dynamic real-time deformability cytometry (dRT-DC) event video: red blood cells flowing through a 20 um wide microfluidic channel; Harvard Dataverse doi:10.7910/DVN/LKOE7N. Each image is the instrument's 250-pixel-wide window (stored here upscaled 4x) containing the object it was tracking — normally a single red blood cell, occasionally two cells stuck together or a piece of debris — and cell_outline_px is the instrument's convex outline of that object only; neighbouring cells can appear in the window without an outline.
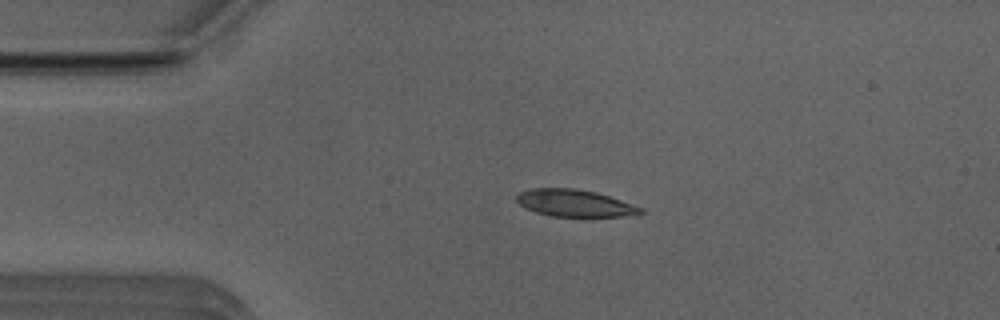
{"species": "Egyptian fruit bat (a non-hibernating species)", "species_latin": "Rousettus aegyptiacus", "temperature_condition": "room temperature", "stored_images_in_passage": 51, "camera_frame_rate_fps": 3000, "um_per_image_px": 0.085, "animal": {"sex": "male"}, "frame": {"image": 1, "passage_image": 10, "time_ms": 3.0, "image_size_px": [1000, 320], "cell_outline_px": [[644, 212], [624, 216], [584, 220], [552, 216], [536, 212], [524, 208], [516, 200], [516, 196], [520, 192], [532, 188], [576, 188], [596, 192], [644, 208]], "centroid_in_image_um": [48.87, 17.32], "position_along_channel_um": 36.1, "area_um2": 20.4}}
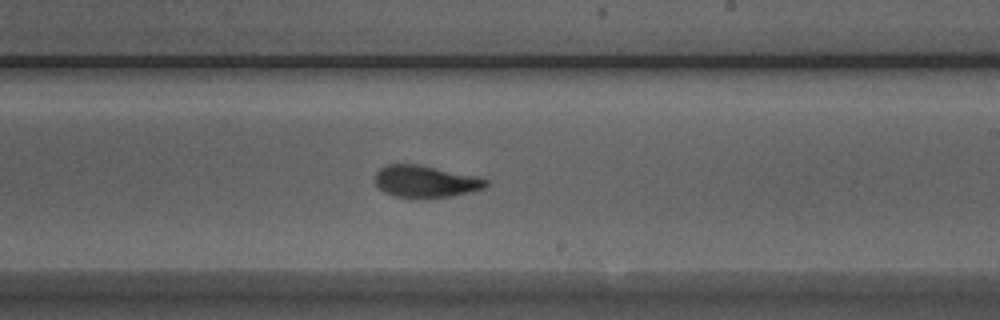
{"frame": {"image": 2, "passage_image": 29, "time_ms": 9.333, "image_size_px": [1000, 320], "cell_outline_px": [[488, 184], [484, 188], [472, 192], [452, 196], [396, 196], [384, 192], [376, 188], [376, 172], [380, 168], [388, 164], [416, 164], [476, 176], [488, 180]], "centroid_in_image_um": [36.16, 15.4], "position_along_channel_um": 252.8, "area_um2": 20.17}}
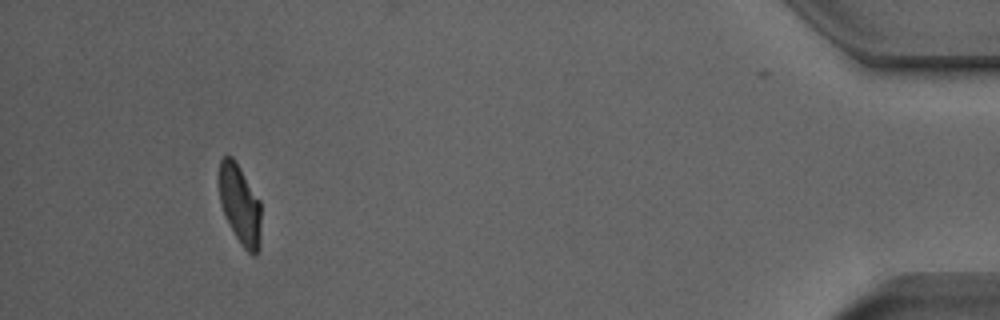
{"frame": {"image": 3, "passage_image": 47, "time_ms": 15.333, "image_size_px": [1000, 320], "cell_outline_px": [[260, 248], [256, 256], [252, 256], [240, 244], [224, 212], [220, 200], [220, 160], [224, 156], [232, 156], [236, 160], [260, 200]], "centroid_in_image_um": [20.43, 17.4], "position_along_channel_um": 414.8, "area_um2": 19.31}, "authors_computed_cell_mechanics": {"area_um2": 20.4612, "velocity_mm_per_s": 3.9278, "shape_relaxation_time_tau1_ms": 3.4996, "shape_relaxation_time_tau2_ms": 1.0628, "deformation_change_tau1": 0.1772, "deformation_change_tau2": 0.0812}}